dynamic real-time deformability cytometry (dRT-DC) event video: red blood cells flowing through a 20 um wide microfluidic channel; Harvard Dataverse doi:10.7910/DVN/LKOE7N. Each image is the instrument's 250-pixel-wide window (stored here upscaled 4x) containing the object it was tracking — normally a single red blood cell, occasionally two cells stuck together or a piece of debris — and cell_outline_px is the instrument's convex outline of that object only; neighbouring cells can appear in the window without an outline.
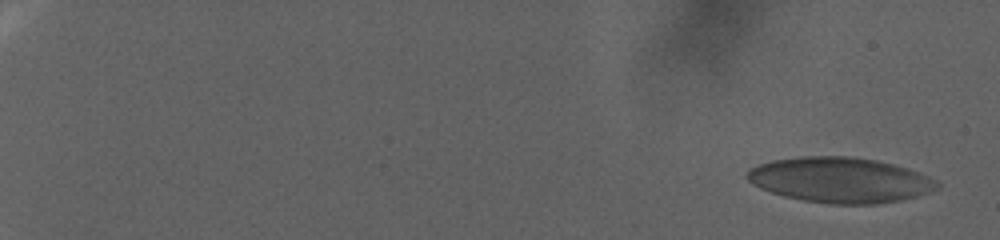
{"species": "human", "species_latin": "Homo sapiens", "temperature_condition": "warm", "stored_images_in_passage": 100, "camera_frame_rate_fps": 3000, "um_per_image_px": 0.085, "donor": {"sex": "female"}, "frame": {"image": 1, "passage_image": 5, "time_ms": 1.333, "image_size_px": [1000, 240], "cell_outline_px": [[940, 188], [916, 196], [900, 200], [876, 204], [832, 204], [804, 200], [784, 196], [760, 188], [752, 184], [744, 176], [748, 168], [772, 160], [800, 156], [852, 156], [876, 160], [908, 168], [920, 172], [936, 180], [940, 184]], "centroid_in_image_um": [71.4, 15.29], "position_along_channel_um": 13.6, "area_um2": 50.34}}
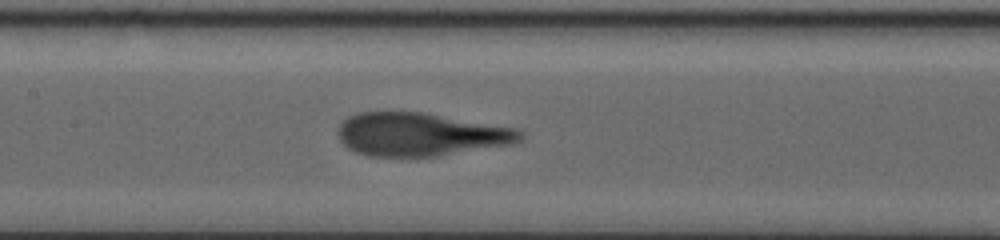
{"frame": {"image": 2, "passage_image": 57, "time_ms": 18.667, "image_size_px": [1000, 240], "cell_outline_px": [[524, 136], [520, 140], [512, 144], [440, 156], [368, 156], [356, 152], [348, 148], [340, 140], [336, 132], [340, 124], [348, 116], [356, 112], [424, 112], [516, 128], [524, 132]], "centroid_in_image_um": [35.73, 11.42], "position_along_channel_um": 171.7, "area_um2": 46.12}}
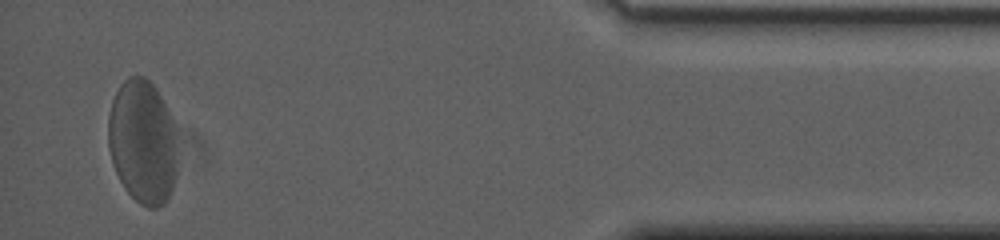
{"frame": {"image": 3, "passage_image": 97, "time_ms": 32.0, "image_size_px": [1000, 240], "cell_outline_px": [[176, 172], [172, 188], [164, 204], [156, 208], [148, 208], [140, 204], [124, 188], [112, 164], [108, 148], [108, 116], [112, 100], [120, 84], [128, 76], [144, 76], [156, 88], [168, 112], [172, 136]], "centroid_in_image_um": [12.04, 12.06], "position_along_channel_um": 423.2, "area_um2": 49.13}, "authors_computed_cell_mechanics": {"area_um2": 47.1937, "velocity_mm_per_s": 2.2389, "shape_relaxation_time_tau1_ms": 9.0673, "shape_relaxation_time_tau2_ms": 1.3424, "deformation_change_tau1": 0.2167, "deformation_change_tau2": 0.0966}}